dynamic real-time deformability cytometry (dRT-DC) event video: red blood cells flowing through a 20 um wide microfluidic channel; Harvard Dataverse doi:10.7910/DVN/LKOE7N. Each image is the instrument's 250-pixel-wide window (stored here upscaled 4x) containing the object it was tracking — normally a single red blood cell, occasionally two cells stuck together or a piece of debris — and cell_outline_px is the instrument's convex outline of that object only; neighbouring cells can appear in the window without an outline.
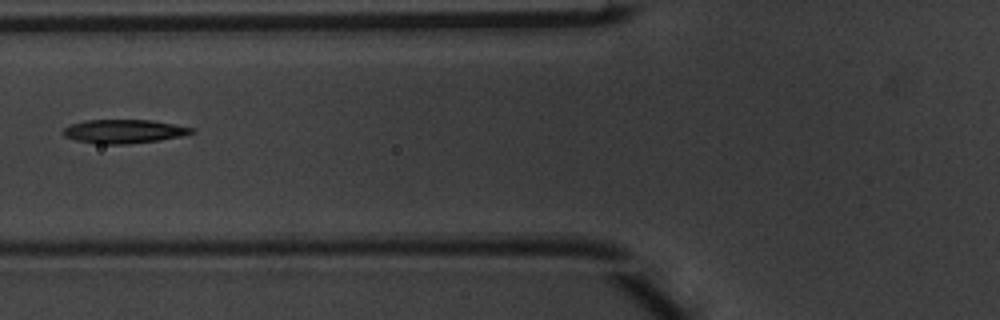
{"species": "common noctule bat (a hibernating species)", "species_latin": "Nyctalus noctula", "temperature_condition": "warm", "stored_images_in_passage": 6, "camera_frame_rate_fps": 3000, "um_per_image_px": 0.085, "animal": {"sex": "male", "body_mass_g": 20.1, "forearm_length_mm": 53.5}, "frame": {"image": 1, "passage_image": 6, "time_ms": 1.667, "image_size_px": [1000, 320], "cell_outline_px": [[196, 132], [180, 136], [160, 140], [128, 144], [96, 144], [76, 140], [64, 136], [64, 128], [72, 124], [88, 120], [152, 120], [196, 128]], "centroid_in_image_um": [10.58, 11.17], "position_along_channel_um": 115.2, "area_um2": 17.74}}